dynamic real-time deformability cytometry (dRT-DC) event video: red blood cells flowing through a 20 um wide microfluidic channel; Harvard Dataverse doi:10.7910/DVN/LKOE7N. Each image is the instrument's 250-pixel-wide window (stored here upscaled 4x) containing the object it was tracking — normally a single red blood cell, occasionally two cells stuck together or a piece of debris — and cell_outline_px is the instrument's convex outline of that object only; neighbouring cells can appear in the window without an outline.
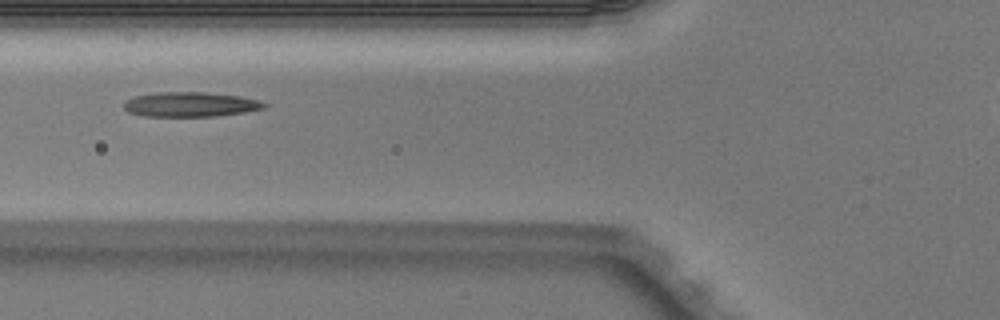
{"species": "Egyptian fruit bat (a non-hibernating species)", "species_latin": "Rousettus aegyptiacus", "temperature_condition": "warm", "stored_images_in_passage": 3, "camera_frame_rate_fps": 3000, "um_per_image_px": 0.085, "animal": {"sex": "male"}, "frame": {"image": 1, "passage_image": 2, "time_ms": 0.333, "image_size_px": [1000, 320], "cell_outline_px": [[268, 104], [264, 108], [244, 112], [216, 116], [144, 116], [128, 112], [124, 108], [124, 104], [128, 100], [136, 96], [160, 92], [204, 92], [240, 96], [260, 100]], "centroid_in_image_um": [16.22, 8.87], "position_along_channel_um": 109.6, "area_um2": 20.06}}
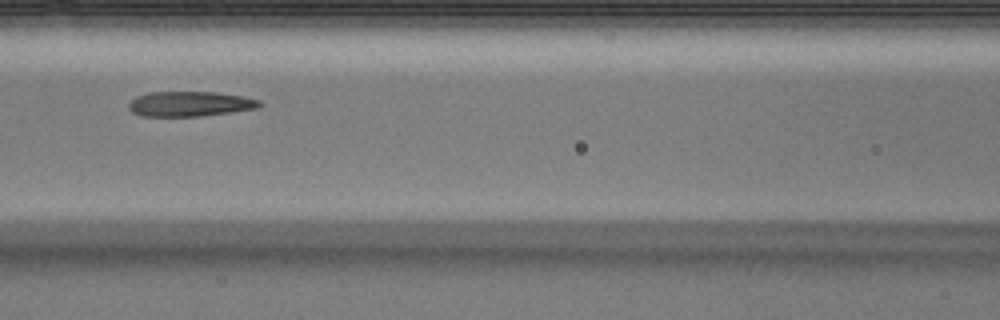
{"frame": {"image": 2, "passage_image": 3, "time_ms": 0.667, "image_size_px": [1000, 320], "cell_outline_px": [[264, 104], [260, 108], [232, 112], [200, 116], [140, 116], [132, 112], [128, 108], [128, 104], [136, 96], [148, 92], [216, 92], [244, 96], [260, 100]], "centroid_in_image_um": [16.18, 8.83], "position_along_channel_um": 150.4, "area_um2": 19.31}}